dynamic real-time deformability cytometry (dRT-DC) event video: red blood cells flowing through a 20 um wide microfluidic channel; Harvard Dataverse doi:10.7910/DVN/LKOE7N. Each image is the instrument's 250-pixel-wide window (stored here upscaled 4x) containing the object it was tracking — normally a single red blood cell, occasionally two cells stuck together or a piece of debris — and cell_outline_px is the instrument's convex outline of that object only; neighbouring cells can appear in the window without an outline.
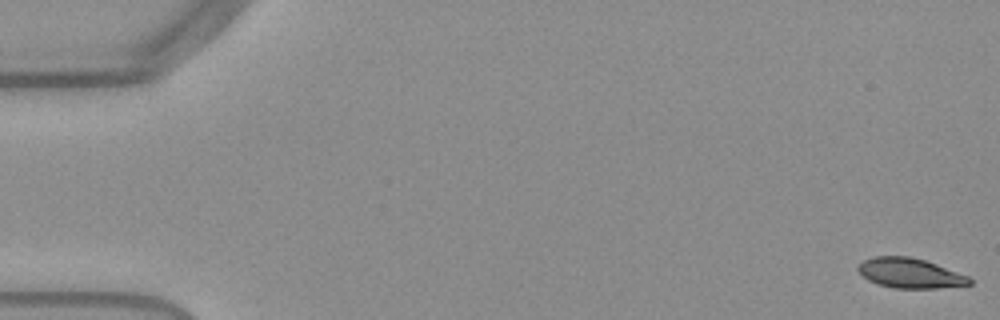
{"species": "Egyptian fruit bat (a non-hibernating species)", "species_latin": "Rousettus aegyptiacus", "temperature_condition": "warm", "stored_images_in_passage": 54, "camera_frame_rate_fps": 3000, "um_per_image_px": 0.085, "frame": {"image": 1, "passage_image": 1, "time_ms": 0.0, "image_size_px": [1000, 320], "cell_outline_px": [[972, 284], [936, 288], [896, 288], [876, 284], [868, 280], [856, 268], [864, 260], [872, 256], [908, 256], [924, 260], [936, 264], [968, 276], [972, 280]], "centroid_in_image_um": [77.33, 23.21], "position_along_channel_um": 7.7, "area_um2": 19.25}}
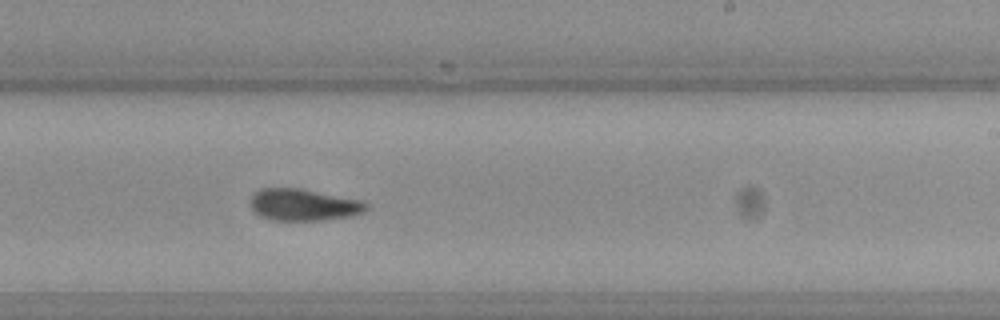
{"frame": {"image": 2, "passage_image": 33, "time_ms": 10.667, "image_size_px": [1000, 320], "cell_outline_px": [[368, 208], [364, 212], [352, 216], [324, 220], [268, 220], [260, 216], [252, 208], [248, 200], [260, 188], [300, 188], [360, 200], [368, 204]], "centroid_in_image_um": [25.78, 17.41], "position_along_channel_um": 263.2, "area_um2": 21.56}}
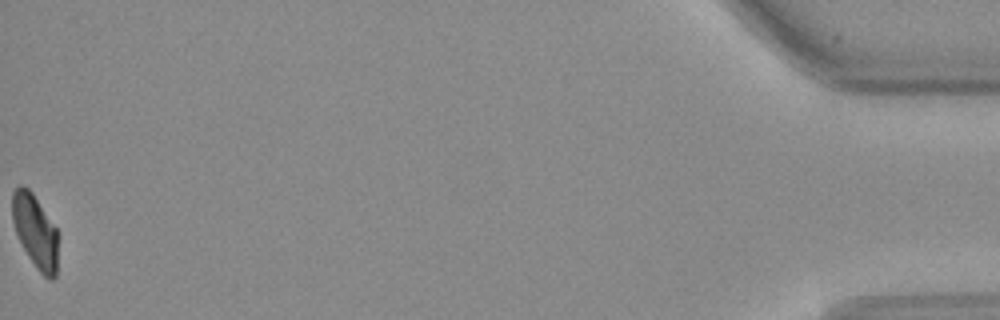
{"frame": {"image": 3, "passage_image": 54, "time_ms": 17.667, "image_size_px": [1000, 320], "cell_outline_px": [[56, 276], [52, 280], [48, 280], [36, 268], [28, 256], [16, 232], [12, 220], [12, 192], [20, 184], [28, 188], [32, 192], [56, 228]], "centroid_in_image_um": [2.97, 19.64], "position_along_channel_um": 432.2, "area_um2": 19.19}, "authors_computed_cell_mechanics": {"area_um2": 21.5016, "velocity_mm_per_s": 3.8352, "shape_relaxation_time_tau1_ms": 9.1503, "shape_relaxation_time_tau2_ms": 2.1817, "deformation_change_tau1": 0.2244, "deformation_change_tau2": 0.0588}}